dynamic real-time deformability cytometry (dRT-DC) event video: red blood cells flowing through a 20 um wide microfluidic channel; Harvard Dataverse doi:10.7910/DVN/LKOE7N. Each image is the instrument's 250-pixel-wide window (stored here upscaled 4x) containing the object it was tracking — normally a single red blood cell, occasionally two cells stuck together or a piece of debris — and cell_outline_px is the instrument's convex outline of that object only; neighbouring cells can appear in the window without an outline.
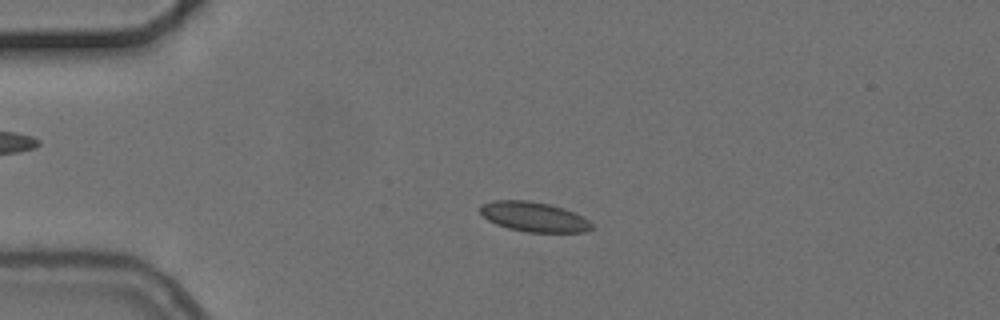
{"species": "common noctule bat (a hibernating species)", "species_latin": "Nyctalus noctula", "temperature_condition": "cold", "stored_images_in_passage": 55, "camera_frame_rate_fps": 3000, "um_per_image_px": 0.085, "animal": {"sex": "female", "body_mass_g": 24.6, "forearm_length_mm": 56.2}, "frame": {"image": 1, "passage_image": 13, "time_ms": 4.0, "image_size_px": [1000, 320], "cell_outline_px": [[592, 228], [588, 232], [528, 232], [508, 228], [496, 224], [488, 220], [480, 212], [480, 204], [492, 200], [528, 200], [548, 204], [564, 208], [588, 220], [592, 224]], "centroid_in_image_um": [45.35, 18.42], "position_along_channel_um": 39.6, "area_um2": 19.31}}
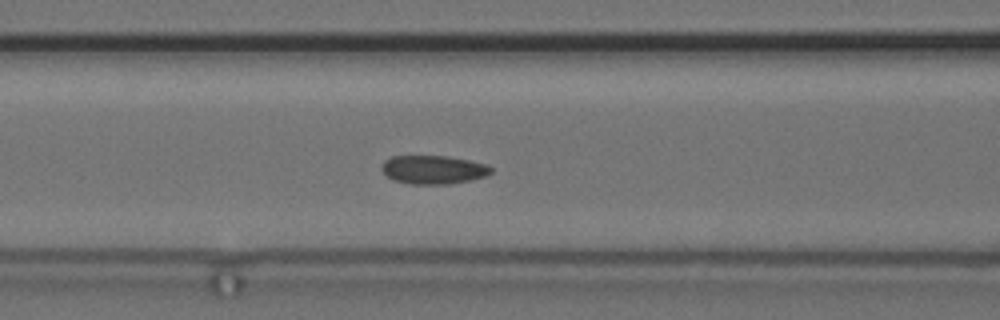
{"frame": {"image": 2, "passage_image": 23, "time_ms": 7.333, "image_size_px": [1000, 320], "cell_outline_px": [[492, 172], [488, 176], [472, 180], [448, 184], [412, 184], [392, 180], [380, 168], [384, 160], [392, 156], [448, 156], [488, 164], [492, 168]], "centroid_in_image_um": [36.86, 14.42], "position_along_channel_um": 129.7, "area_um2": 18.38}}
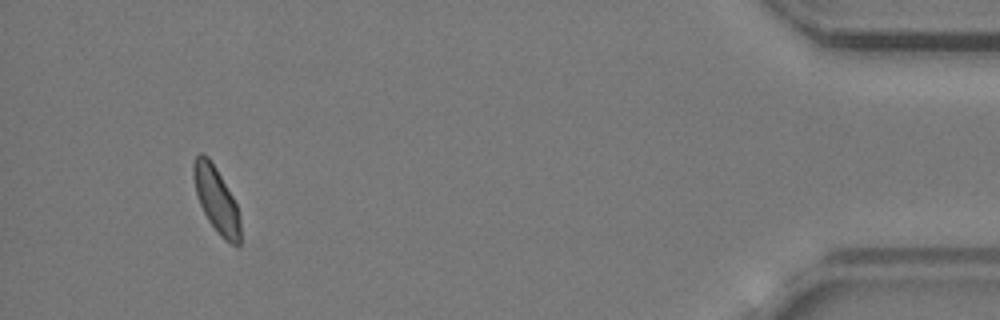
{"frame": {"image": 3, "passage_image": 52, "time_ms": 17.0, "image_size_px": [1000, 320], "cell_outline_px": [[240, 244], [232, 244], [224, 240], [216, 232], [208, 220], [200, 204], [196, 192], [192, 176], [192, 164], [196, 156], [200, 152], [204, 152], [208, 156], [216, 168], [232, 196], [236, 204], [240, 216]], "centroid_in_image_um": [18.37, 16.95], "position_along_channel_um": 416.8, "area_um2": 17.92}, "authors_computed_cell_mechanics": {"area_um2": 18.3804, "velocity_mm_per_s": 3.6934, "shape_relaxation_time_tau1_ms": 10.1656, "shape_relaxation_time_tau2_ms": 1.6937, "deformation_change_tau1": 0.1079, "deformation_change_tau2": 0.0471}}